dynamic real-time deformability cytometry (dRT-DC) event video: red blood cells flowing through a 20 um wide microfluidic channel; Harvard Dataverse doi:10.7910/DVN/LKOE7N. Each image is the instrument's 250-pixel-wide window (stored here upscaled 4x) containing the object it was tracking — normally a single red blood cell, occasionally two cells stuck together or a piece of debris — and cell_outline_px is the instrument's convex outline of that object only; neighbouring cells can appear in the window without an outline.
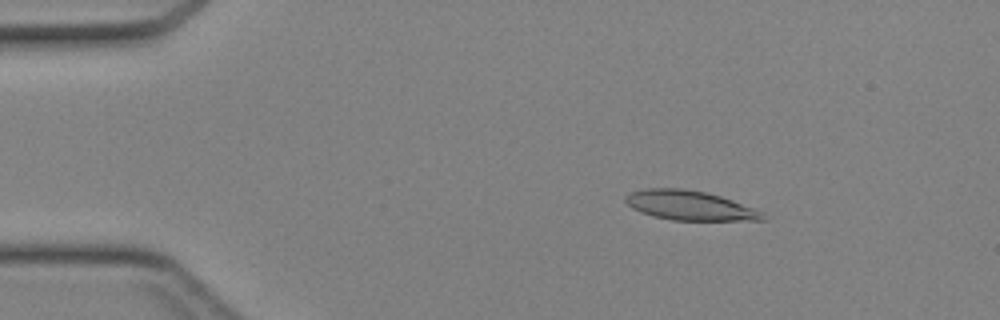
{"species": "Egyptian fruit bat (a non-hibernating species)", "species_latin": "Rousettus aegyptiacus", "temperature_condition": "cold", "stored_images_in_passage": 44, "camera_frame_rate_fps": 3000, "um_per_image_px": 0.085, "animal": {"sex": "female"}, "frame": {"image": 1, "passage_image": 7, "time_ms": 2.0, "image_size_px": [1000, 320], "cell_outline_px": [[768, 220], [672, 220], [652, 216], [640, 212], [632, 208], [624, 200], [624, 196], [632, 192], [644, 188], [680, 188], [704, 192], [720, 196], [732, 200], [764, 212]], "centroid_in_image_um": [58.62, 17.47], "position_along_channel_um": 26.4, "area_um2": 23.58}}
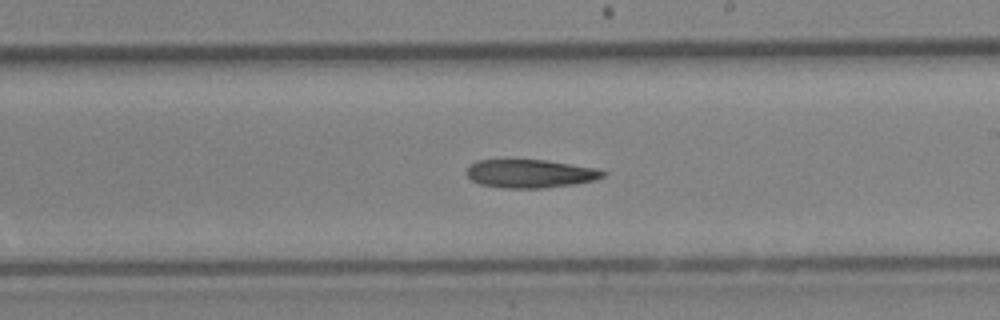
{"frame": {"image": 2, "passage_image": 26, "time_ms": 8.333, "image_size_px": [1000, 320], "cell_outline_px": [[608, 172], [604, 176], [592, 180], [572, 184], [544, 188], [504, 188], [480, 184], [472, 180], [468, 176], [468, 168], [476, 160], [544, 160], [596, 168]], "centroid_in_image_um": [45.07, 14.76], "position_along_channel_um": 243.9, "area_um2": 22.2}}
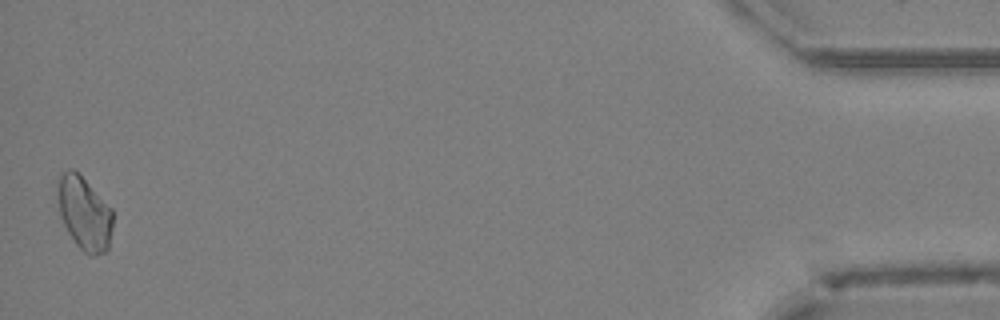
{"frame": {"image": 3, "passage_image": 44, "time_ms": 14.333, "image_size_px": [1000, 320], "cell_outline_px": [[112, 228], [108, 248], [104, 252], [96, 256], [88, 256], [76, 244], [68, 232], [60, 216], [60, 176], [68, 168], [72, 168], [112, 208]], "centroid_in_image_um": [7.21, 18.2], "position_along_channel_um": 428.0, "area_um2": 22.83}}